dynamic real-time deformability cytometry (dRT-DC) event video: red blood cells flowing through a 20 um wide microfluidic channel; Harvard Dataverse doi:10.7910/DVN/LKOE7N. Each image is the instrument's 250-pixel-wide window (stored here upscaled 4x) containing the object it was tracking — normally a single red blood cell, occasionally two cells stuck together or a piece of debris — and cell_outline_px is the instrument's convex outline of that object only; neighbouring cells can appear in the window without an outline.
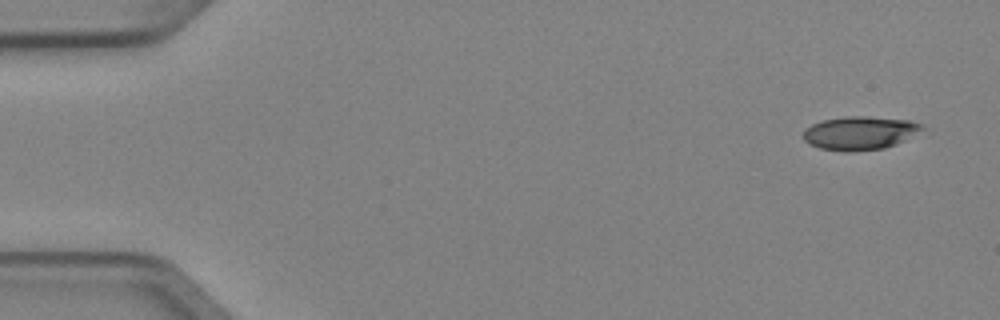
{"species": "Egyptian fruit bat (a non-hibernating species)", "species_latin": "Rousettus aegyptiacus", "temperature_condition": "cold", "stored_images_in_passage": 5, "camera_frame_rate_fps": 3000, "um_per_image_px": 0.085, "animal": {"sex": "female"}, "frame": {"image": 1, "passage_image": 1, "time_ms": 0.0, "image_size_px": [1000, 320], "cell_outline_px": [[924, 128], [904, 140], [896, 144], [884, 148], [852, 152], [844, 152], [820, 148], [808, 144], [804, 140], [804, 128], [812, 124], [824, 120], [848, 116], [864, 116], [908, 120], [924, 124]], "centroid_in_image_um": [73.06, 11.31], "position_along_channel_um": 11.9, "area_um2": 23.12}}
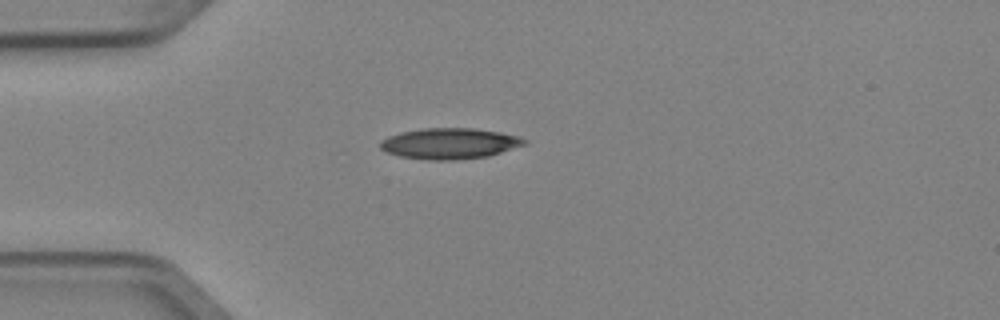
{"frame": {"image": 2, "passage_image": 4, "time_ms": 1.0, "image_size_px": [1000, 320], "cell_outline_px": [[528, 144], [488, 156], [452, 160], [428, 160], [400, 156], [388, 152], [380, 148], [380, 140], [388, 136], [400, 132], [420, 128], [472, 128], [500, 132], [520, 136], [528, 140]], "centroid_in_image_um": [38.24, 12.19], "position_along_channel_um": 46.8, "area_um2": 26.07}}